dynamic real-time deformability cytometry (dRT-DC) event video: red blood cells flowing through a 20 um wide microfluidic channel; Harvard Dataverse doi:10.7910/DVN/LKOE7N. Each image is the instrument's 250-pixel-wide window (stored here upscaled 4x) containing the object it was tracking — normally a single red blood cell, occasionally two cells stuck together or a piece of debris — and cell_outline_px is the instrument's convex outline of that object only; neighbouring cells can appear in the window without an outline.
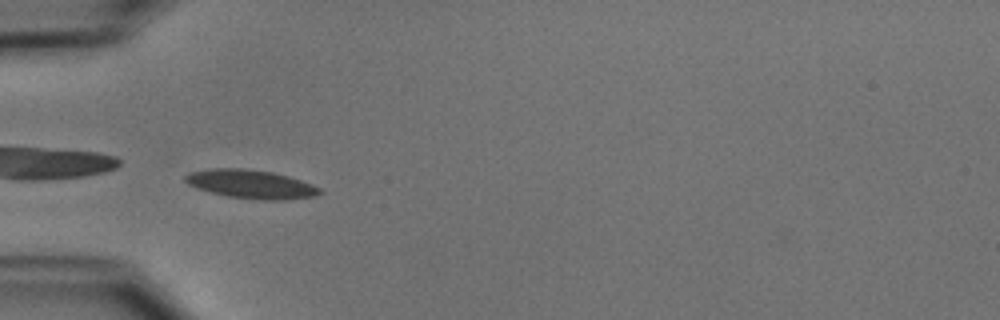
{"species": "common noctule bat (a hibernating species)", "species_latin": "Nyctalus noctula", "temperature_condition": "cold", "stored_images_in_passage": 37, "camera_frame_rate_fps": 3000, "um_per_image_px": 0.085, "animal": {"sex": "male", "body_mass_g": 15.6}, "frame": {"image": 1, "passage_image": 1, "time_ms": 0.0, "image_size_px": [1000, 320], "cell_outline_px": [[324, 192], [312, 196], [284, 200], [264, 200], [228, 196], [212, 192], [188, 184], [184, 180], [184, 176], [188, 172], [208, 168], [244, 168], [272, 172], [288, 176], [312, 184], [320, 188]], "centroid_in_image_um": [21.32, 15.64], "position_along_channel_um": 63.7, "area_um2": 22.31}}
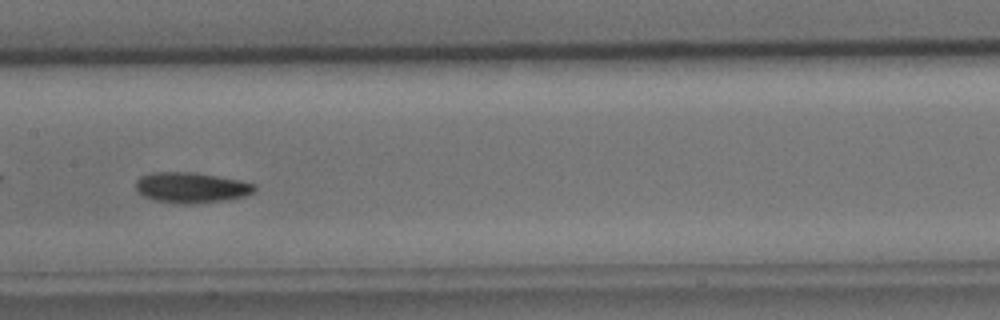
{"frame": {"image": 2, "passage_image": 11, "time_ms": 3.333, "image_size_px": [1000, 320], "cell_outline_px": [[256, 188], [252, 192], [244, 196], [224, 200], [192, 204], [184, 204], [156, 200], [144, 196], [136, 192], [136, 180], [140, 176], [152, 172], [192, 172], [240, 180], [256, 184]], "centroid_in_image_um": [16.23, 15.94], "position_along_channel_um": 191.2, "area_um2": 21.04}}
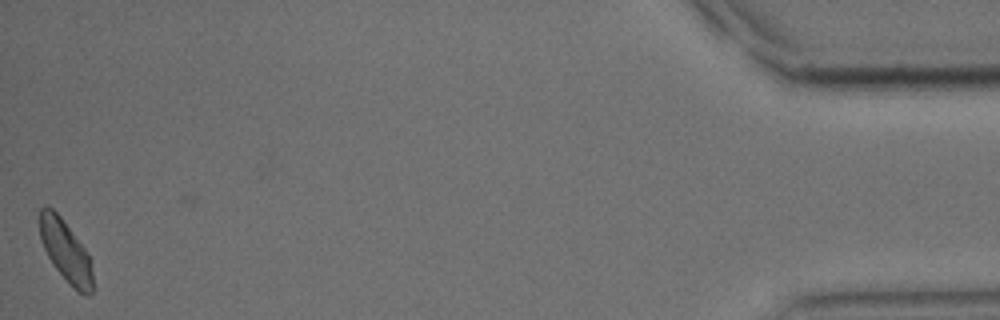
{"frame": {"image": 3, "passage_image": 36, "time_ms": 11.667, "image_size_px": [1000, 320], "cell_outline_px": [[92, 292], [88, 296], [80, 292], [68, 284], [52, 264], [44, 248], [40, 236], [40, 208], [52, 208], [60, 216], [84, 248], [88, 256], [92, 272]], "centroid_in_image_um": [5.57, 21.38], "position_along_channel_um": 429.6, "area_um2": 18.5}, "authors_computed_cell_mechanics": {"area_um2": 20.0566, "velocity_mm_per_s": 3.8921, "shape_relaxation_time_tau1_ms": 2.8562, "shape_relaxation_time_tau2_ms": null, "deformation_change_tau1": 0.0852, "deformation_change_tau2": null}}